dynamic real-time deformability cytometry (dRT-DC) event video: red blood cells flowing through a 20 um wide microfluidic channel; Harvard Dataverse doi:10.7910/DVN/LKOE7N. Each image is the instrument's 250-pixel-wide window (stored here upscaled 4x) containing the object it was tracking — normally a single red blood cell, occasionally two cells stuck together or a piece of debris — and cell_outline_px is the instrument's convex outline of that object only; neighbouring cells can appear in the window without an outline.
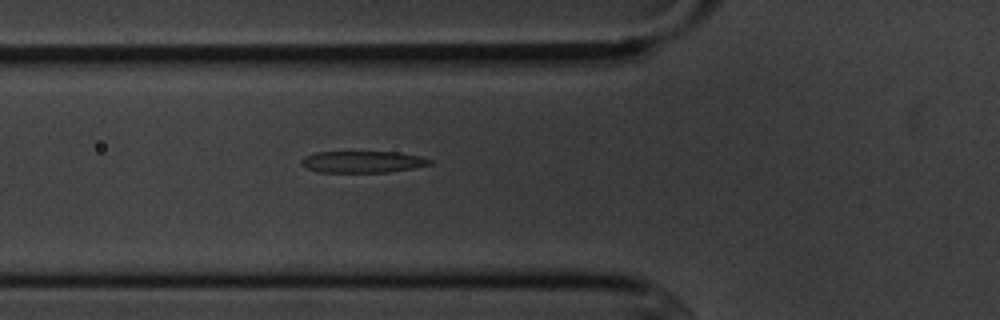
{"species": "common noctule bat (a hibernating species)", "species_latin": "Nyctalus noctula", "temperature_condition": "cold", "stored_images_in_passage": 2, "camera_frame_rate_fps": 3000, "um_per_image_px": 0.085, "animal": {"sex": "male", "body_mass_g": 20.1, "forearm_length_mm": 53.5}, "frame": {"image": 1, "passage_image": 2, "time_ms": 1.0, "image_size_px": [1000, 320], "cell_outline_px": [[432, 164], [412, 168], [388, 172], [316, 172], [300, 164], [300, 160], [304, 156], [316, 152], [400, 152], [420, 156], [432, 160]], "centroid_in_image_um": [30.8, 13.75], "position_along_channel_um": 95.0, "area_um2": 16.24}}